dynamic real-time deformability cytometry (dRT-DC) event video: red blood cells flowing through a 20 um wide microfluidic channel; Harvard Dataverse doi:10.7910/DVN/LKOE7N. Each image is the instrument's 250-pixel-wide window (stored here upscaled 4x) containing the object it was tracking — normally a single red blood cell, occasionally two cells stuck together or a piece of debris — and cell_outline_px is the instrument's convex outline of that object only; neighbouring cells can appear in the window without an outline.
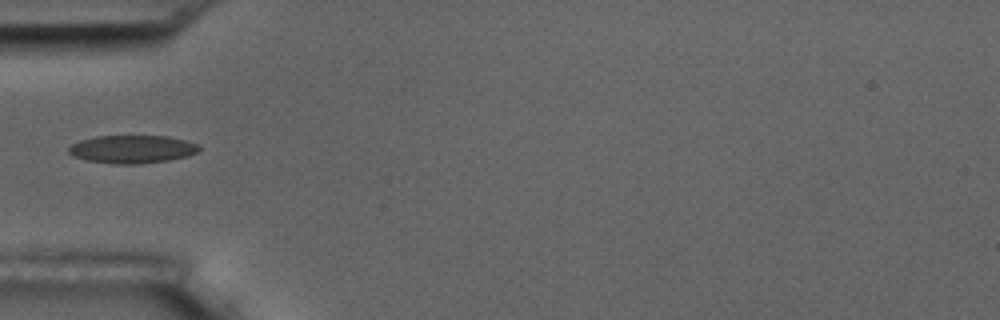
{"species": "common noctule bat (a hibernating species)", "species_latin": "Nyctalus noctula", "temperature_condition": "room temperature", "stored_images_in_passage": 5, "camera_frame_rate_fps": 3000, "um_per_image_px": 0.085, "animal": {"sex": "male", "body_mass_g": 17.5, "forearm_length_mm": 52.3}, "frame": {"image": 1, "passage_image": 5, "time_ms": 4.667, "image_size_px": [1000, 320], "cell_outline_px": [[200, 148], [196, 152], [188, 156], [168, 160], [136, 164], [112, 164], [84, 160], [72, 156], [68, 152], [68, 148], [72, 144], [80, 140], [96, 136], [168, 136], [184, 140], [196, 144]], "centroid_in_image_um": [11.18, 12.69], "position_along_channel_um": 73.8, "area_um2": 21.27}}